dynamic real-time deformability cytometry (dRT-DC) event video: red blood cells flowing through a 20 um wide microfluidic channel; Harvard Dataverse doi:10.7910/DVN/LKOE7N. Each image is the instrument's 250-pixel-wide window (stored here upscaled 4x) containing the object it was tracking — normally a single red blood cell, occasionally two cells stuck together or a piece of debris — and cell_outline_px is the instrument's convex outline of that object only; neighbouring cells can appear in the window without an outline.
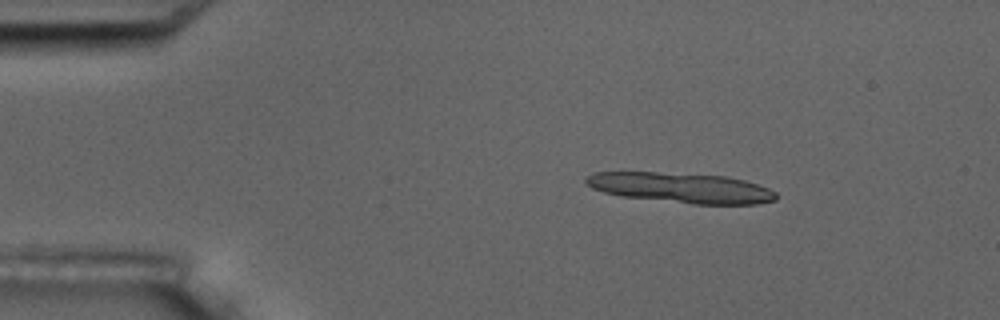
{"species": "common noctule bat (a hibernating species)", "species_latin": "Nyctalus noctula", "temperature_condition": "room temperature", "stored_images_in_passage": 4, "camera_frame_rate_fps": 3000, "um_per_image_px": 0.085, "animal": {"sex": "male", "body_mass_g": 17.5, "forearm_length_mm": 52.3}, "frame": {"image": 1, "passage_image": 2, "time_ms": 1.0, "image_size_px": [1000, 320], "cell_outline_px": [[776, 200], [756, 204], [692, 204], [620, 196], [604, 192], [592, 188], [584, 184], [584, 180], [592, 172], [656, 172], [724, 176], [744, 180], [768, 188], [776, 192]], "centroid_in_image_um": [57.85, 15.96], "position_along_channel_um": 27.1, "area_um2": 33.41}}